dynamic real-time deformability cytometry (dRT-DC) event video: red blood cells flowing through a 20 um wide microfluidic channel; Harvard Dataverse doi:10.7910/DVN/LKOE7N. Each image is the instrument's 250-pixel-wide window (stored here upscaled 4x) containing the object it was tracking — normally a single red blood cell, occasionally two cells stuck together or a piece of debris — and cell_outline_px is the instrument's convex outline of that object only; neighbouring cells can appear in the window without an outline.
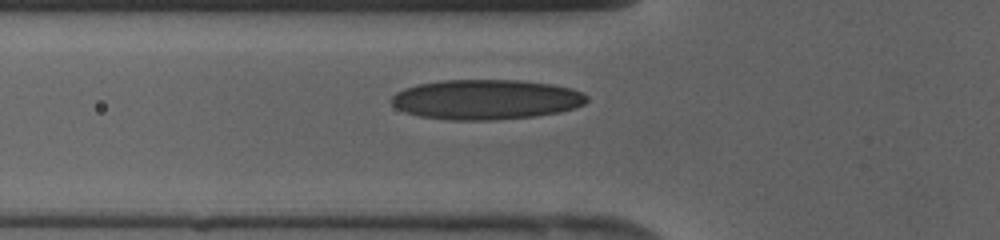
{"species": "human", "species_latin": "Homo sapiens", "temperature_condition": "cold", "stored_images_in_passage": 23, "camera_frame_rate_fps": 3000, "um_per_image_px": 0.085, "donor": {"sex": "female"}, "frame": {"image": 1, "passage_image": 2, "time_ms": 0.333, "image_size_px": [1000, 240], "cell_outline_px": [[588, 100], [584, 104], [560, 112], [536, 116], [492, 120], [448, 120], [420, 116], [404, 112], [396, 108], [392, 104], [392, 96], [396, 92], [404, 88], [420, 84], [440, 80], [516, 80], [552, 84], [572, 88], [588, 96]], "centroid_in_image_um": [41.3, 8.46], "position_along_channel_um": 84.5, "area_um2": 45.55}}
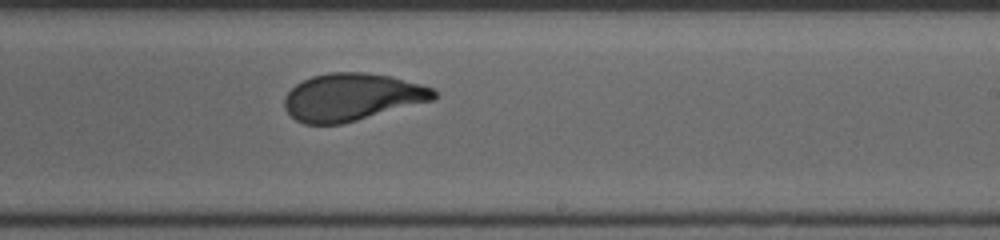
{"frame": {"image": 2, "passage_image": 13, "time_ms": 4.0, "image_size_px": [1000, 240], "cell_outline_px": [[436, 96], [432, 100], [356, 120], [340, 124], [304, 124], [296, 120], [284, 108], [284, 96], [296, 84], [312, 76], [328, 72], [364, 72], [388, 76], [420, 84], [432, 88], [436, 92]], "centroid_in_image_um": [29.86, 8.25], "position_along_channel_um": 259.1, "area_um2": 40.81}}
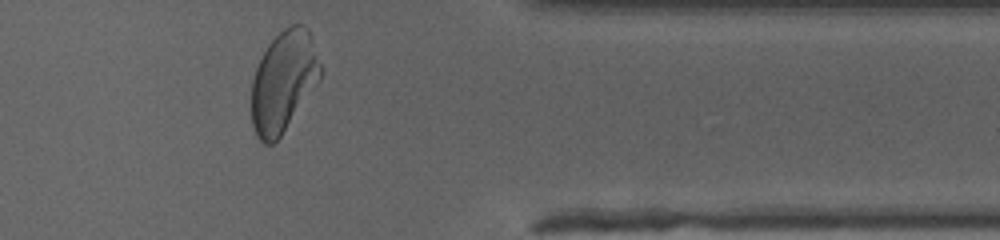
{"frame": {"image": 3, "passage_image": 22, "time_ms": 7.0, "image_size_px": [1000, 240], "cell_outline_px": [[324, 72], [320, 80], [280, 136], [272, 144], [264, 144], [256, 136], [252, 124], [252, 80], [256, 68], [268, 44], [284, 28], [292, 24], [304, 24], [308, 28], [312, 36]], "centroid_in_image_um": [24.13, 6.89], "position_along_channel_um": 387.3, "area_um2": 40.58}}